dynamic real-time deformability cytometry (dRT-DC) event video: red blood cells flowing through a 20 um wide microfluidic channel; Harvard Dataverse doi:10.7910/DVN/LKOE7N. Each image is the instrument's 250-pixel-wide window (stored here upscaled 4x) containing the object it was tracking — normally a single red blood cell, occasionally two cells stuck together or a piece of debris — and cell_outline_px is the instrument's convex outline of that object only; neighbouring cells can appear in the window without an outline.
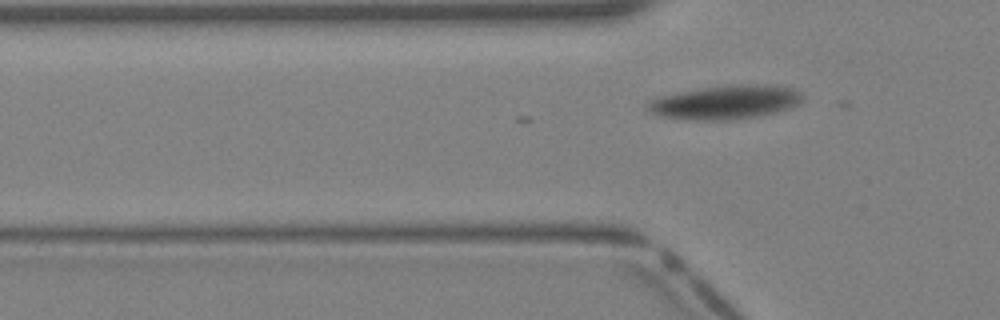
{"species": "Egyptian fruit bat (a non-hibernating species)", "species_latin": "Rousettus aegyptiacus", "temperature_condition": "warm", "stored_images_in_passage": 5, "camera_frame_rate_fps": 3000, "um_per_image_px": 0.085, "animal": {"sex": "female"}, "frame": {"image": 1, "passage_image": 5, "time_ms": 1.333, "image_size_px": [1000, 320], "cell_outline_px": [[800, 100], [796, 104], [788, 108], [776, 112], [756, 116], [732, 120], [688, 120], [660, 116], [648, 112], [644, 108], [644, 104], [648, 100], [660, 96], [680, 92], [728, 84], [772, 84], [792, 88], [800, 92]], "centroid_in_image_um": [61.57, 8.69], "position_along_channel_um": 64.2, "area_um2": 30.75}}